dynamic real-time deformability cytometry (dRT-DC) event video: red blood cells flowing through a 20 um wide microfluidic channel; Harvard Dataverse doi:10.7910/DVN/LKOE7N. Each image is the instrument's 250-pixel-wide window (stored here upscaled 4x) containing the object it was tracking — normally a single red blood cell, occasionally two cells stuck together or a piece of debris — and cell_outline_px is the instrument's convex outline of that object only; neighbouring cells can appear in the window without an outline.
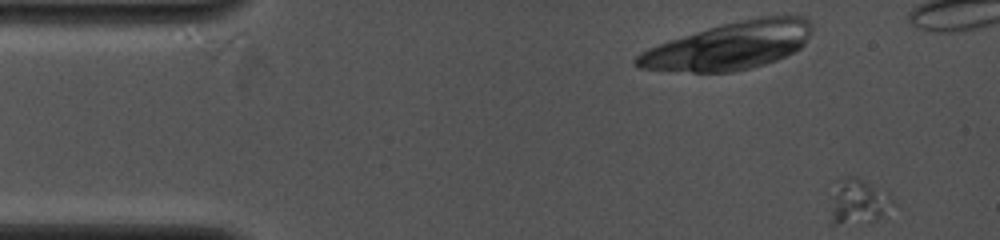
{"species": "common noctule bat (a hibernating species)", "species_latin": "Nyctalus noctula", "temperature_condition": "cold", "stored_images_in_passage": 6, "camera_frame_rate_fps": 4000, "um_per_image_px": 0.085, "animal": {"sex": "female", "body_mass_g": 19.0, "forearm_length_mm": 53.3}, "frame": {"image": 1, "passage_image": 1, "time_ms": 0.0, "image_size_px": [1000, 240], "cell_outline_px": [[896, 204], [876, 220], [836, 224], [828, 224], [832, 196], [836, 180], [844, 176], [856, 176], [888, 192]], "centroid_in_image_um": [72.92, 17.11], "position_along_channel_um": 12.1, "area_um2": 16.7}}